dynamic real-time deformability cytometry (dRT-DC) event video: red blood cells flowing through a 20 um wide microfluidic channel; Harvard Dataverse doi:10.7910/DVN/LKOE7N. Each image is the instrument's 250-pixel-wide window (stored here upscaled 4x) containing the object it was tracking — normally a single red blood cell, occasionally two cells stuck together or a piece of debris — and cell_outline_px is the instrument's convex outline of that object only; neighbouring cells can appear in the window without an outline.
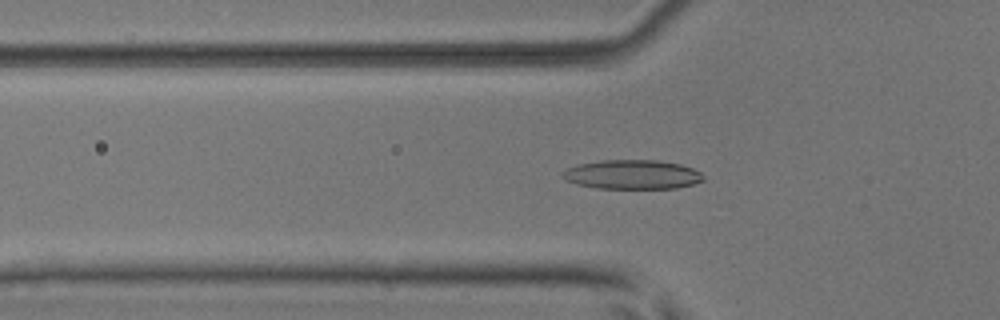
{"species": "common noctule bat (a hibernating species)", "species_latin": "Nyctalus noctula", "temperature_condition": "room temperature", "stored_images_in_passage": 52, "camera_frame_rate_fps": 3000, "um_per_image_px": 0.085, "animal": {"sex": "male", "body_mass_g": 17.9, "forearm_length_mm": 54.2}, "frame": {"image": 1, "passage_image": 18, "time_ms": 5.667, "image_size_px": [1000, 320], "cell_outline_px": [[704, 180], [692, 184], [676, 188], [596, 188], [576, 184], [564, 180], [560, 176], [560, 172], [576, 164], [600, 160], [660, 160], [680, 164], [692, 168], [700, 172], [704, 176]], "centroid_in_image_um": [53.69, 14.83], "position_along_channel_um": 72.1, "area_um2": 24.22}}
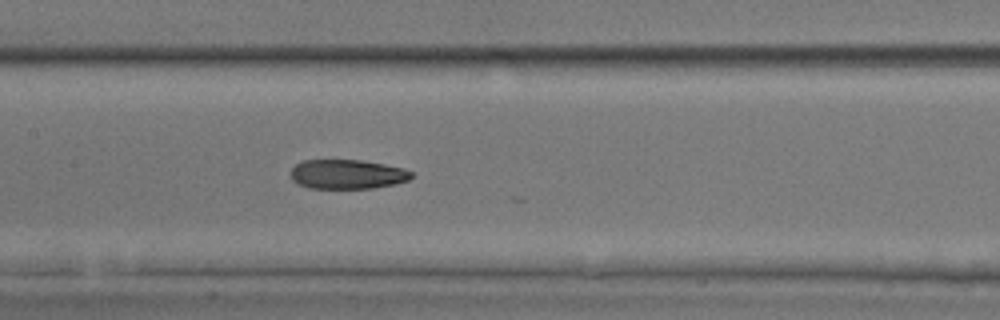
{"frame": {"image": 2, "passage_image": 26, "time_ms": 8.333, "image_size_px": [1000, 320], "cell_outline_px": [[412, 176], [408, 180], [396, 184], [372, 188], [308, 188], [296, 184], [292, 180], [292, 168], [296, 164], [304, 160], [360, 160], [384, 164], [404, 168], [412, 172]], "centroid_in_image_um": [29.52, 14.81], "position_along_channel_um": 177.9, "area_um2": 20.69}}
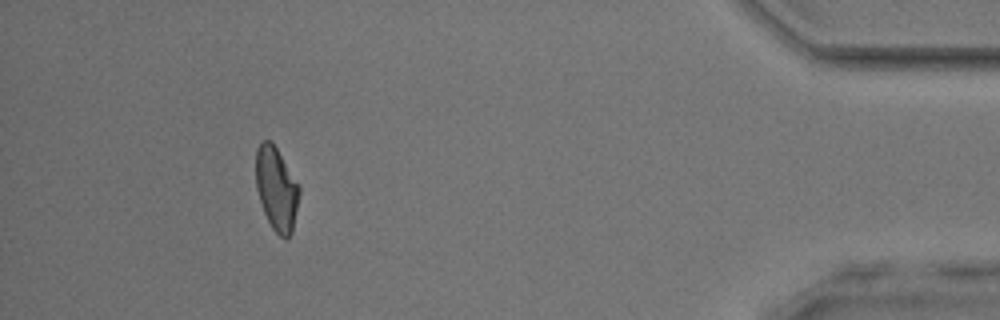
{"frame": {"image": 3, "passage_image": 48, "time_ms": 15.667, "image_size_px": [1000, 320], "cell_outline_px": [[300, 192], [292, 232], [288, 240], [284, 240], [272, 228], [264, 212], [256, 188], [256, 148], [260, 140], [272, 140], [300, 184]], "centroid_in_image_um": [23.51, 16.01], "position_along_channel_um": 411.7, "area_um2": 21.5}, "authors_computed_cell_mechanics": {"area_um2": 21.9351, "velocity_mm_per_s": 3.972, "shape_relaxation_time_tau1_ms": 10.1524, "shape_relaxation_time_tau2_ms": 3.0442, "deformation_change_tau1": 0.25, "deformation_change_tau2": 0.0954}}